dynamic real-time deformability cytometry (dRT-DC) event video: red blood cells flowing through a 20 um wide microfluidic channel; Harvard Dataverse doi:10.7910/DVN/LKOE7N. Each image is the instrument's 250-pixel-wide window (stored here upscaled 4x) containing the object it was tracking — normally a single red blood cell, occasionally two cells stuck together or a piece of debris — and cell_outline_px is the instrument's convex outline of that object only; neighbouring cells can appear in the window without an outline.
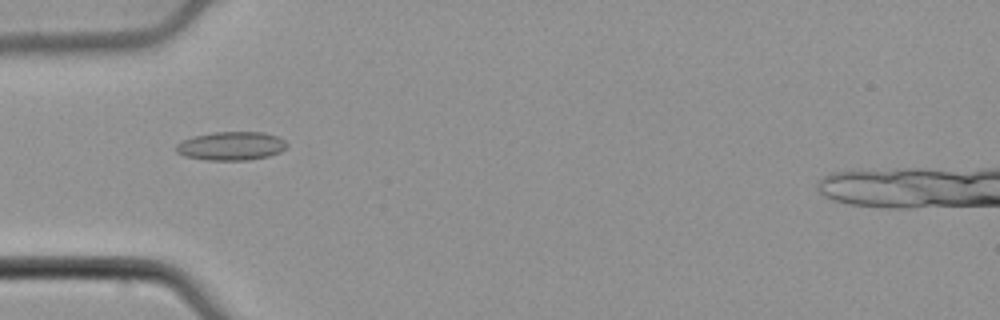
{"species": "common noctule bat (a hibernating species)", "species_latin": "Nyctalus noctula", "temperature_condition": "cold", "stored_images_in_passage": 44, "camera_frame_rate_fps": 3000, "um_per_image_px": 0.085, "animal": {"sex": "male", "body_mass_g": 21.5, "forearm_length_mm": 52.0}, "frame": {"image": 1, "passage_image": 8, "time_ms": 2.333, "image_size_px": [1000, 320], "cell_outline_px": [[288, 144], [280, 152], [268, 156], [248, 160], [208, 160], [184, 156], [176, 152], [176, 144], [192, 136], [212, 132], [264, 132], [276, 136], [284, 140]], "centroid_in_image_um": [19.63, 12.4], "position_along_channel_um": 65.4, "area_um2": 18.44}}
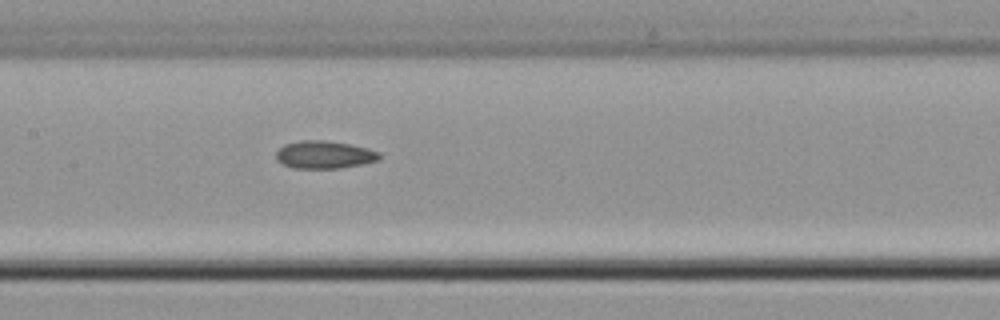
{"frame": {"image": 2, "passage_image": 17, "time_ms": 5.333, "image_size_px": [1000, 320], "cell_outline_px": [[380, 160], [340, 168], [292, 168], [276, 160], [276, 152], [284, 144], [300, 140], [324, 140], [348, 144], [368, 148], [380, 152]], "centroid_in_image_um": [27.56, 13.14], "position_along_channel_um": 179.8, "area_um2": 16.65}}
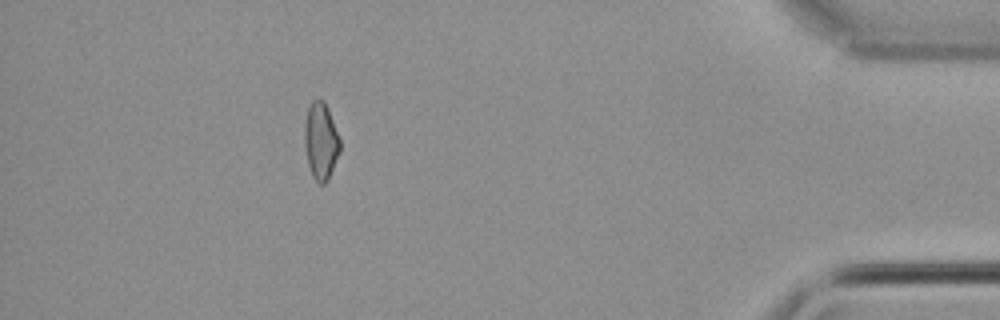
{"frame": {"image": 3, "passage_image": 39, "time_ms": 12.667, "image_size_px": [1000, 320], "cell_outline_px": [[340, 152], [328, 180], [324, 184], [320, 184], [312, 176], [308, 164], [304, 144], [304, 124], [308, 108], [312, 100], [316, 96], [324, 100], [328, 108], [340, 140]], "centroid_in_image_um": [27.26, 11.96], "position_along_channel_um": 407.9, "area_um2": 16.13}, "authors_computed_cell_mechanics": {"area_um2": 16.4441, "velocity_mm_per_s": 3.8511, "shape_relaxation_time_tau1_ms": null, "shape_relaxation_time_tau2_ms": 5.8362, "deformation_change_tau1": null, "deformation_change_tau2": 0.1247}}